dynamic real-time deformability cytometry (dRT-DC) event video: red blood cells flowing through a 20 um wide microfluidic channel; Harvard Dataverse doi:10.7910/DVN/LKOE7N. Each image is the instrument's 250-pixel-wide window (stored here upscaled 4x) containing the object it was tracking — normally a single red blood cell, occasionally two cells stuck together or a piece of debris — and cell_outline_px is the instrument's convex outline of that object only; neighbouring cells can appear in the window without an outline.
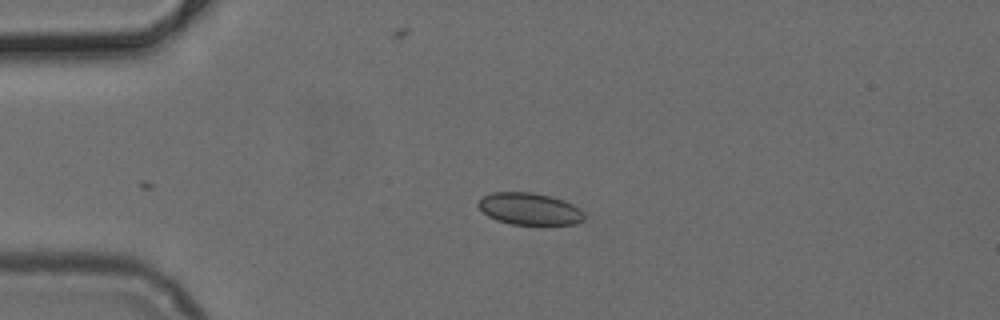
{"species": "common noctule bat (a hibernating species)", "species_latin": "Nyctalus noctula", "temperature_condition": "cold", "stored_images_in_passage": 37, "camera_frame_rate_fps": 3000, "um_per_image_px": 0.085, "animal": {"sex": "female", "body_mass_g": 24.6, "forearm_length_mm": 56.2}, "frame": {"image": 1, "passage_image": 1, "time_ms": 0.0, "image_size_px": [1000, 320], "cell_outline_px": [[584, 220], [576, 224], [512, 224], [496, 220], [488, 216], [476, 204], [484, 196], [492, 192], [532, 192], [552, 196], [564, 200], [580, 208], [584, 212]], "centroid_in_image_um": [45.03, 17.75], "position_along_channel_um": 40.0, "area_um2": 19.77}}
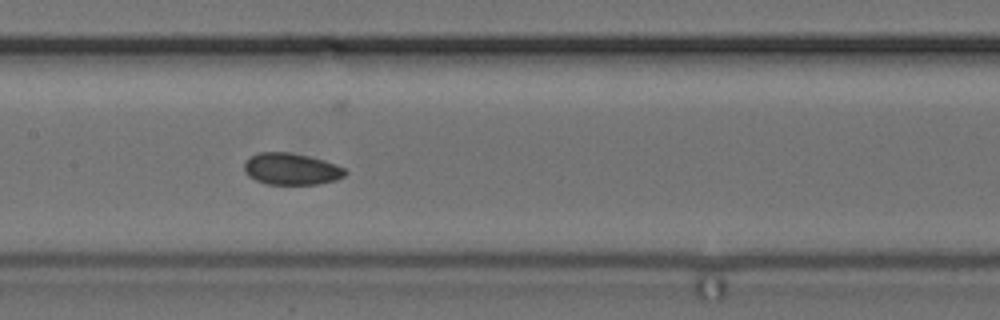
{"frame": {"image": 2, "passage_image": 14, "time_ms": 4.333, "image_size_px": [1000, 320], "cell_outline_px": [[348, 172], [344, 176], [336, 180], [316, 184], [264, 184], [248, 176], [244, 172], [244, 164], [248, 156], [260, 152], [288, 152], [308, 156], [336, 164], [344, 168]], "centroid_in_image_um": [24.73, 14.36], "position_along_channel_um": 182.7, "area_um2": 18.73}}
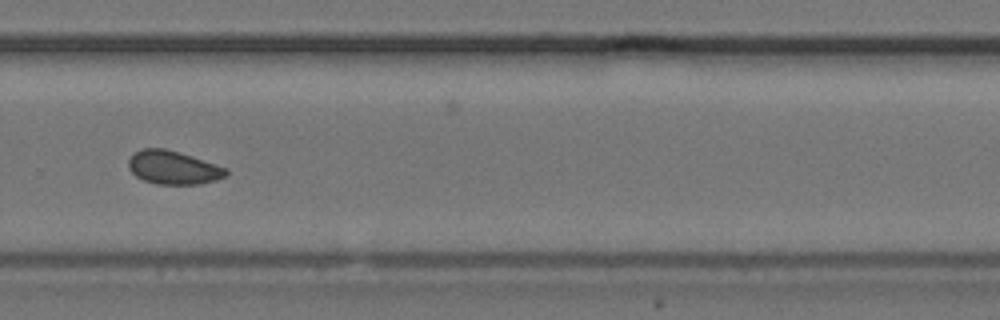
{"frame": {"image": 3, "passage_image": 24, "time_ms": 7.667, "image_size_px": [1000, 320], "cell_outline_px": [[228, 176], [216, 180], [200, 184], [156, 184], [144, 180], [136, 176], [128, 168], [128, 160], [132, 152], [140, 148], [164, 148], [180, 152], [228, 168]], "centroid_in_image_um": [14.72, 14.23], "position_along_channel_um": 315.1, "area_um2": 19.31}}